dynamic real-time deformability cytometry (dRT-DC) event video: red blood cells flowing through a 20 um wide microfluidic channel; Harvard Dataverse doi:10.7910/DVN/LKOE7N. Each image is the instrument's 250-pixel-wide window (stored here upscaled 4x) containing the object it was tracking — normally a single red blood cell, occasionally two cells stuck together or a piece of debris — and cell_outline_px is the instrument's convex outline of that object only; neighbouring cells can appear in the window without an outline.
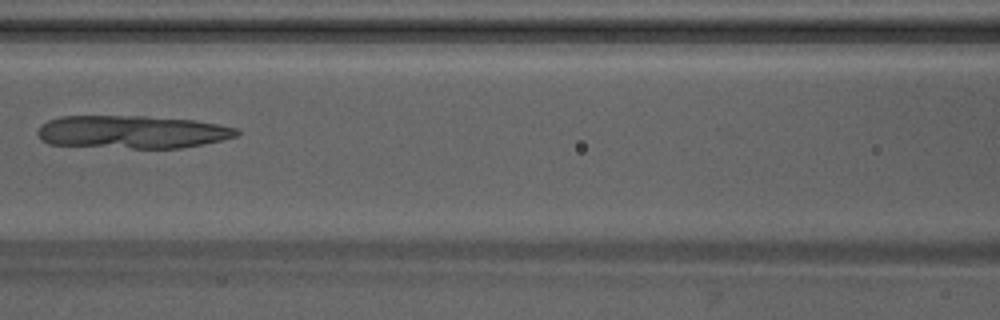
{"species": "Egyptian fruit bat (a non-hibernating species)", "species_latin": "Rousettus aegyptiacus", "temperature_condition": "warm", "stored_images_in_passage": 5, "camera_frame_rate_fps": 3000, "um_per_image_px": 0.085, "animal": {"sex": "male"}, "frame": {"image": 1, "passage_image": 5, "time_ms": 1.333, "image_size_px": [1000, 320], "cell_outline_px": [[240, 132], [236, 136], [220, 140], [180, 148], [132, 148], [48, 144], [40, 140], [36, 132], [40, 124], [48, 120], [60, 116], [144, 116], [192, 120], [216, 124], [236, 128]], "centroid_in_image_um": [11.14, 11.21], "position_along_channel_um": 155.5, "area_um2": 38.09}}